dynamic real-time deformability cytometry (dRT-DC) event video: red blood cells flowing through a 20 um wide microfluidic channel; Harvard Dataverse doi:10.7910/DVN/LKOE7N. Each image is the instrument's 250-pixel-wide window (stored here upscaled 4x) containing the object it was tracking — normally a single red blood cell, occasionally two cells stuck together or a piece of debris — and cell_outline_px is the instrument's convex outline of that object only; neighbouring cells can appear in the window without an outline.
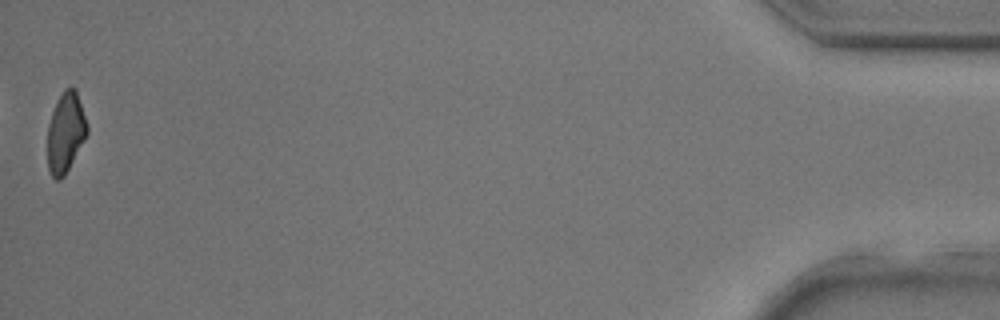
{"species": "common noctule bat (a hibernating species)", "species_latin": "Nyctalus noctula", "temperature_condition": "room temperature", "stored_images_in_passage": 31, "camera_frame_rate_fps": 3000, "um_per_image_px": 0.085, "animal": {"sex": "male", "body_mass_g": 17.9, "forearm_length_mm": 54.2}, "frame": {"image": 1, "passage_image": 31, "time_ms": 10.0, "image_size_px": [1000, 320], "cell_outline_px": [[88, 132], [84, 140], [64, 176], [60, 180], [56, 180], [52, 176], [48, 168], [48, 124], [52, 112], [64, 88], [76, 88], [88, 124]], "centroid_in_image_um": [5.58, 11.25], "position_along_channel_um": 429.6, "area_um2": 18.32}}